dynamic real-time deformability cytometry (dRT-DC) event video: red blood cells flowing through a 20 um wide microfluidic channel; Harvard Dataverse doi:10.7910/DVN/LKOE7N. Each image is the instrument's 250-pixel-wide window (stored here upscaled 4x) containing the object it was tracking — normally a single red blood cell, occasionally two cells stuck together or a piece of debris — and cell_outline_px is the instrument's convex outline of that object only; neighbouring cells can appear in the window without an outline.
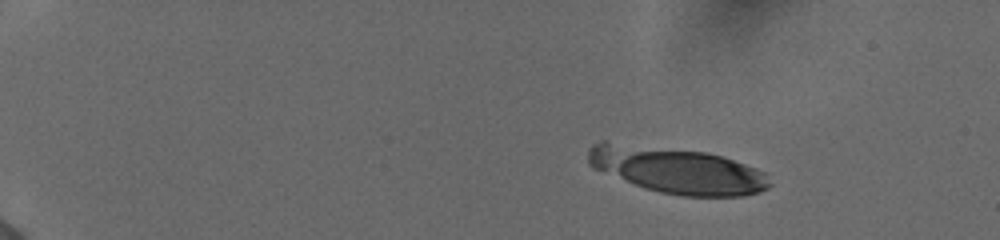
{"species": "human", "species_latin": "Homo sapiens", "temperature_condition": "cold", "stored_images_in_passage": 36, "camera_frame_rate_fps": 3000, "um_per_image_px": 0.085, "donor": {"sex": "female"}, "frame": {"image": 1, "passage_image": 1, "time_ms": 0.0, "image_size_px": [1000, 240], "cell_outline_px": [[772, 184], [768, 188], [760, 192], [744, 196], [684, 196], [660, 192], [644, 188], [592, 168], [588, 164], [588, 148], [592, 144], [600, 140], [604, 140], [708, 152], [724, 156], [768, 172]], "centroid_in_image_um": [57.56, 14.44], "position_along_channel_um": 27.4, "area_um2": 49.77}}
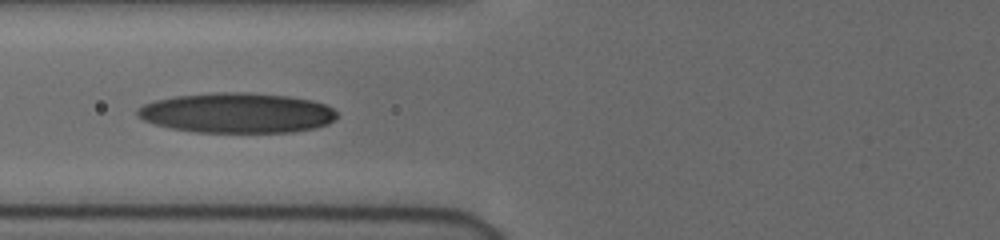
{"frame": {"image": 2, "passage_image": 17, "time_ms": 5.333, "image_size_px": [1000, 240], "cell_outline_px": [[336, 120], [328, 124], [316, 128], [292, 132], [196, 132], [172, 128], [156, 124], [144, 120], [136, 116], [136, 108], [144, 104], [156, 100], [176, 96], [212, 92], [248, 92], [288, 96], [312, 100], [324, 104], [332, 108], [336, 112]], "centroid_in_image_um": [20.15, 9.59], "position_along_channel_um": 105.7, "area_um2": 46.76}}
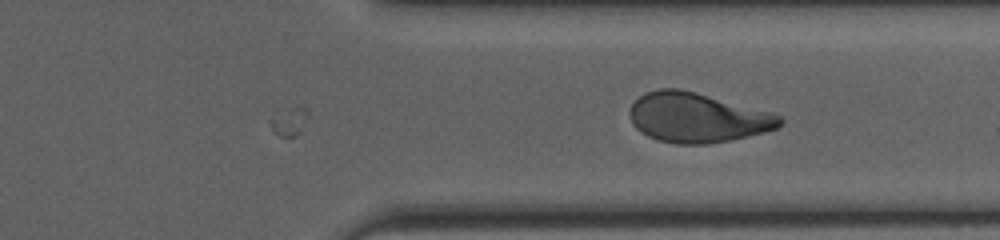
{"frame": {"image": 3, "passage_image": 36, "time_ms": 11.667, "image_size_px": [1000, 240], "cell_outline_px": [[784, 120], [776, 128], [728, 140], [708, 144], [676, 144], [660, 140], [648, 136], [640, 132], [632, 124], [628, 112], [632, 104], [644, 92], [656, 88], [680, 88], [696, 92], [772, 112], [780, 116]], "centroid_in_image_um": [59.21, 9.98], "position_along_channel_um": 352.2, "area_um2": 43.29}}